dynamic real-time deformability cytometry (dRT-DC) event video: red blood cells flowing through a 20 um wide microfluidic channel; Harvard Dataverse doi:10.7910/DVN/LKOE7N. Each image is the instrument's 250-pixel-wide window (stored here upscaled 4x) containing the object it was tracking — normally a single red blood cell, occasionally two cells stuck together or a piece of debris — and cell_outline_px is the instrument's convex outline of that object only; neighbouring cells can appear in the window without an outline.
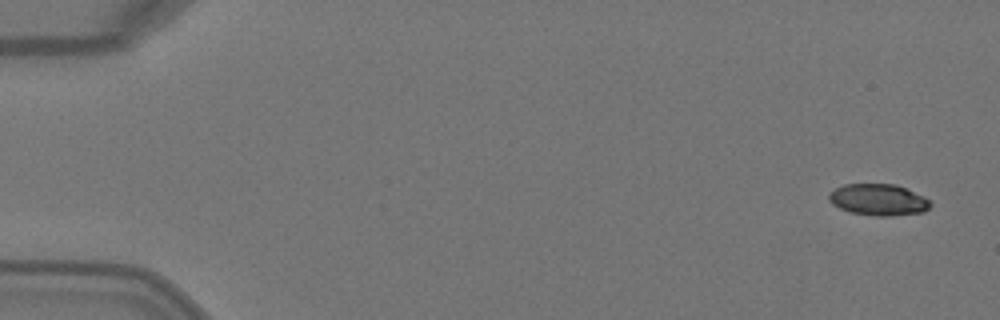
{"species": "Egyptian fruit bat (a non-hibernating species)", "species_latin": "Rousettus aegyptiacus", "temperature_condition": "warm", "stored_images_in_passage": 4, "camera_frame_rate_fps": 3000, "um_per_image_px": 0.085, "animal": {"sex": "female"}, "frame": {"image": 1, "passage_image": 1, "time_ms": 0.0, "image_size_px": [1000, 320], "cell_outline_px": [[932, 204], [924, 212], [892, 216], [876, 216], [848, 212], [832, 204], [828, 200], [828, 192], [844, 184], [896, 184], [924, 196]], "centroid_in_image_um": [74.64, 16.98], "position_along_channel_um": 10.4, "area_um2": 18.79}}